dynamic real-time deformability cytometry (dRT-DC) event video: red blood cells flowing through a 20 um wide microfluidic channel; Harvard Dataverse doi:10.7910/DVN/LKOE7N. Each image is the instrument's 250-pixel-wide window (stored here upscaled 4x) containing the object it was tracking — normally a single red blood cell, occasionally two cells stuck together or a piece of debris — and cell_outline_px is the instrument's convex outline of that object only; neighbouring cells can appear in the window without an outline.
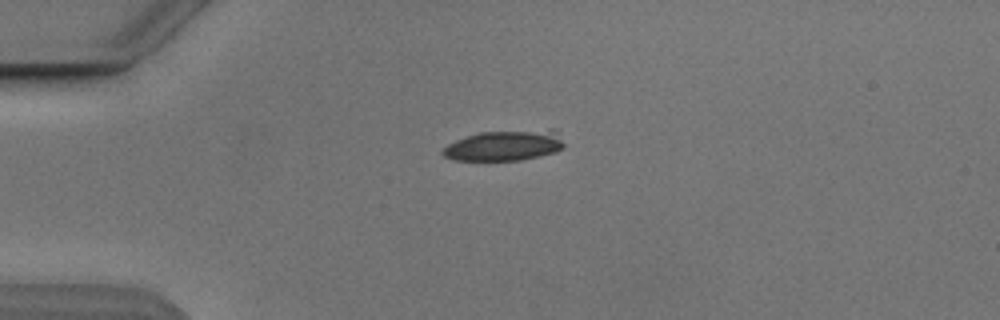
{"species": "Egyptian fruit bat (a non-hibernating species)", "species_latin": "Rousettus aegyptiacus", "temperature_condition": "cold", "stored_images_in_passage": 2, "camera_frame_rate_fps": 3000, "um_per_image_px": 0.085, "animal": {"sex": "male"}, "frame": {"image": 1, "passage_image": 1, "time_ms": 0.0, "image_size_px": [1000, 320], "cell_outline_px": [[564, 148], [556, 152], [540, 156], [520, 160], [456, 160], [444, 156], [440, 152], [448, 144], [456, 140], [480, 132], [548, 128], [556, 128], [564, 144]], "centroid_in_image_um": [42.96, 12.34], "position_along_channel_um": 42.0, "area_um2": 21.96}}